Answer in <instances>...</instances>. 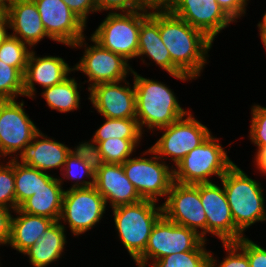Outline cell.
Returning a JSON list of instances; mask_svg holds the SVG:
<instances>
[{
	"label": "cell",
	"mask_w": 266,
	"mask_h": 267,
	"mask_svg": "<svg viewBox=\"0 0 266 267\" xmlns=\"http://www.w3.org/2000/svg\"><path fill=\"white\" fill-rule=\"evenodd\" d=\"M121 82L125 85H121ZM129 85L127 80L97 84L88 90V99L104 118H136L134 82L132 88Z\"/></svg>",
	"instance_id": "e0dca14e"
},
{
	"label": "cell",
	"mask_w": 266,
	"mask_h": 267,
	"mask_svg": "<svg viewBox=\"0 0 266 267\" xmlns=\"http://www.w3.org/2000/svg\"><path fill=\"white\" fill-rule=\"evenodd\" d=\"M168 9L212 41L221 30L234 22L216 0H173Z\"/></svg>",
	"instance_id": "2e32d148"
},
{
	"label": "cell",
	"mask_w": 266,
	"mask_h": 267,
	"mask_svg": "<svg viewBox=\"0 0 266 267\" xmlns=\"http://www.w3.org/2000/svg\"><path fill=\"white\" fill-rule=\"evenodd\" d=\"M14 0H0V7H3L7 12Z\"/></svg>",
	"instance_id": "7dc6e473"
},
{
	"label": "cell",
	"mask_w": 266,
	"mask_h": 267,
	"mask_svg": "<svg viewBox=\"0 0 266 267\" xmlns=\"http://www.w3.org/2000/svg\"><path fill=\"white\" fill-rule=\"evenodd\" d=\"M212 134L189 152L173 168L174 181L181 184L210 183L213 175L219 179L234 165L222 145Z\"/></svg>",
	"instance_id": "5b68a950"
},
{
	"label": "cell",
	"mask_w": 266,
	"mask_h": 267,
	"mask_svg": "<svg viewBox=\"0 0 266 267\" xmlns=\"http://www.w3.org/2000/svg\"><path fill=\"white\" fill-rule=\"evenodd\" d=\"M248 0H216L223 11L235 22L246 13Z\"/></svg>",
	"instance_id": "60d3db41"
},
{
	"label": "cell",
	"mask_w": 266,
	"mask_h": 267,
	"mask_svg": "<svg viewBox=\"0 0 266 267\" xmlns=\"http://www.w3.org/2000/svg\"><path fill=\"white\" fill-rule=\"evenodd\" d=\"M104 197L95 189L69 188L64 191L59 222L67 223L74 236H79L99 223L106 210Z\"/></svg>",
	"instance_id": "8fae6325"
},
{
	"label": "cell",
	"mask_w": 266,
	"mask_h": 267,
	"mask_svg": "<svg viewBox=\"0 0 266 267\" xmlns=\"http://www.w3.org/2000/svg\"><path fill=\"white\" fill-rule=\"evenodd\" d=\"M104 119L106 121L95 131L93 141H105L109 138L140 140L143 137L136 118Z\"/></svg>",
	"instance_id": "83f0119b"
},
{
	"label": "cell",
	"mask_w": 266,
	"mask_h": 267,
	"mask_svg": "<svg viewBox=\"0 0 266 267\" xmlns=\"http://www.w3.org/2000/svg\"><path fill=\"white\" fill-rule=\"evenodd\" d=\"M70 153L83 160L94 174L104 165L99 146L93 140L81 142L74 149H70Z\"/></svg>",
	"instance_id": "e575fe53"
},
{
	"label": "cell",
	"mask_w": 266,
	"mask_h": 267,
	"mask_svg": "<svg viewBox=\"0 0 266 267\" xmlns=\"http://www.w3.org/2000/svg\"><path fill=\"white\" fill-rule=\"evenodd\" d=\"M246 254L250 267H266V249L245 236L235 242Z\"/></svg>",
	"instance_id": "74e56055"
},
{
	"label": "cell",
	"mask_w": 266,
	"mask_h": 267,
	"mask_svg": "<svg viewBox=\"0 0 266 267\" xmlns=\"http://www.w3.org/2000/svg\"><path fill=\"white\" fill-rule=\"evenodd\" d=\"M31 51V48L27 44L9 35L7 39L0 44V61H4L5 64L15 67L25 74L28 57Z\"/></svg>",
	"instance_id": "4dcf8cb0"
},
{
	"label": "cell",
	"mask_w": 266,
	"mask_h": 267,
	"mask_svg": "<svg viewBox=\"0 0 266 267\" xmlns=\"http://www.w3.org/2000/svg\"><path fill=\"white\" fill-rule=\"evenodd\" d=\"M162 208L168 220L196 231L207 241V219L200 199L199 184L174 181ZM199 228L202 230L199 231Z\"/></svg>",
	"instance_id": "7c38bea8"
},
{
	"label": "cell",
	"mask_w": 266,
	"mask_h": 267,
	"mask_svg": "<svg viewBox=\"0 0 266 267\" xmlns=\"http://www.w3.org/2000/svg\"><path fill=\"white\" fill-rule=\"evenodd\" d=\"M66 227L59 221L54 222L46 232L23 254L29 258L33 267H47L61 258L66 242Z\"/></svg>",
	"instance_id": "cb8c5ba5"
},
{
	"label": "cell",
	"mask_w": 266,
	"mask_h": 267,
	"mask_svg": "<svg viewBox=\"0 0 266 267\" xmlns=\"http://www.w3.org/2000/svg\"><path fill=\"white\" fill-rule=\"evenodd\" d=\"M74 71L61 57L44 56L37 57L32 50L28 57L27 67L24 74V96L34 98L36 96L35 84L44 89L61 83Z\"/></svg>",
	"instance_id": "ffe728a7"
},
{
	"label": "cell",
	"mask_w": 266,
	"mask_h": 267,
	"mask_svg": "<svg viewBox=\"0 0 266 267\" xmlns=\"http://www.w3.org/2000/svg\"><path fill=\"white\" fill-rule=\"evenodd\" d=\"M199 194L207 219V233L222 243L237 242L243 235L235 226L224 188L210 183L199 184Z\"/></svg>",
	"instance_id": "5bb4252c"
},
{
	"label": "cell",
	"mask_w": 266,
	"mask_h": 267,
	"mask_svg": "<svg viewBox=\"0 0 266 267\" xmlns=\"http://www.w3.org/2000/svg\"><path fill=\"white\" fill-rule=\"evenodd\" d=\"M141 140L109 138L105 141H94L98 144L104 163L123 164L132 155Z\"/></svg>",
	"instance_id": "f1b7e54d"
},
{
	"label": "cell",
	"mask_w": 266,
	"mask_h": 267,
	"mask_svg": "<svg viewBox=\"0 0 266 267\" xmlns=\"http://www.w3.org/2000/svg\"><path fill=\"white\" fill-rule=\"evenodd\" d=\"M85 39L82 37L71 48L85 47L84 55L73 67L74 71H80L88 76V90L100 83L124 81L129 72H133L123 56L103 48L92 37H90L94 44L92 46L86 44Z\"/></svg>",
	"instance_id": "30bf717a"
},
{
	"label": "cell",
	"mask_w": 266,
	"mask_h": 267,
	"mask_svg": "<svg viewBox=\"0 0 266 267\" xmlns=\"http://www.w3.org/2000/svg\"><path fill=\"white\" fill-rule=\"evenodd\" d=\"M51 40L72 47L82 37L86 24L63 0H33Z\"/></svg>",
	"instance_id": "9a60e30c"
},
{
	"label": "cell",
	"mask_w": 266,
	"mask_h": 267,
	"mask_svg": "<svg viewBox=\"0 0 266 267\" xmlns=\"http://www.w3.org/2000/svg\"><path fill=\"white\" fill-rule=\"evenodd\" d=\"M211 251L192 250L173 253L155 260L152 267H210Z\"/></svg>",
	"instance_id": "f546056e"
},
{
	"label": "cell",
	"mask_w": 266,
	"mask_h": 267,
	"mask_svg": "<svg viewBox=\"0 0 266 267\" xmlns=\"http://www.w3.org/2000/svg\"><path fill=\"white\" fill-rule=\"evenodd\" d=\"M156 205L155 201L142 199L112 208L119 239L134 261L145 251L152 228L163 215L162 205Z\"/></svg>",
	"instance_id": "277c9868"
},
{
	"label": "cell",
	"mask_w": 266,
	"mask_h": 267,
	"mask_svg": "<svg viewBox=\"0 0 266 267\" xmlns=\"http://www.w3.org/2000/svg\"><path fill=\"white\" fill-rule=\"evenodd\" d=\"M11 209L0 206V245H7L11 237Z\"/></svg>",
	"instance_id": "b9f144b4"
},
{
	"label": "cell",
	"mask_w": 266,
	"mask_h": 267,
	"mask_svg": "<svg viewBox=\"0 0 266 267\" xmlns=\"http://www.w3.org/2000/svg\"><path fill=\"white\" fill-rule=\"evenodd\" d=\"M10 28V22L8 16L0 23V44L4 42L7 37L10 35L8 34V29Z\"/></svg>",
	"instance_id": "f6af8a7d"
},
{
	"label": "cell",
	"mask_w": 266,
	"mask_h": 267,
	"mask_svg": "<svg viewBox=\"0 0 266 267\" xmlns=\"http://www.w3.org/2000/svg\"><path fill=\"white\" fill-rule=\"evenodd\" d=\"M136 265L138 266V267H147V265L146 264H139V263H136ZM150 267H152L151 265H149ZM148 266V267H149Z\"/></svg>",
	"instance_id": "f907efd6"
},
{
	"label": "cell",
	"mask_w": 266,
	"mask_h": 267,
	"mask_svg": "<svg viewBox=\"0 0 266 267\" xmlns=\"http://www.w3.org/2000/svg\"><path fill=\"white\" fill-rule=\"evenodd\" d=\"M62 171L63 173H61V175H63L64 178L62 179L59 177V181L63 183L62 180H64L65 178L68 180H73L74 184L71 186V188H89L94 186L95 174L92 172L89 166L84 163L83 160L75 157L71 153L67 156ZM83 178H88L89 181H86Z\"/></svg>",
	"instance_id": "d6a6232c"
},
{
	"label": "cell",
	"mask_w": 266,
	"mask_h": 267,
	"mask_svg": "<svg viewBox=\"0 0 266 267\" xmlns=\"http://www.w3.org/2000/svg\"><path fill=\"white\" fill-rule=\"evenodd\" d=\"M18 215L11 219L10 245L19 253H24L28 248L36 244L39 237L55 222L53 219L44 216L32 215L14 210Z\"/></svg>",
	"instance_id": "603a6c76"
},
{
	"label": "cell",
	"mask_w": 266,
	"mask_h": 267,
	"mask_svg": "<svg viewBox=\"0 0 266 267\" xmlns=\"http://www.w3.org/2000/svg\"><path fill=\"white\" fill-rule=\"evenodd\" d=\"M259 35H260V38L262 40V43L265 47V51H266V31H259Z\"/></svg>",
	"instance_id": "681fc988"
},
{
	"label": "cell",
	"mask_w": 266,
	"mask_h": 267,
	"mask_svg": "<svg viewBox=\"0 0 266 267\" xmlns=\"http://www.w3.org/2000/svg\"><path fill=\"white\" fill-rule=\"evenodd\" d=\"M227 256L217 264V259L210 254V267H250L247 254L235 243H222ZM218 265V266H217Z\"/></svg>",
	"instance_id": "8d00e7d4"
},
{
	"label": "cell",
	"mask_w": 266,
	"mask_h": 267,
	"mask_svg": "<svg viewBox=\"0 0 266 267\" xmlns=\"http://www.w3.org/2000/svg\"><path fill=\"white\" fill-rule=\"evenodd\" d=\"M148 9L168 8L173 0H140Z\"/></svg>",
	"instance_id": "ee69618b"
},
{
	"label": "cell",
	"mask_w": 266,
	"mask_h": 267,
	"mask_svg": "<svg viewBox=\"0 0 266 267\" xmlns=\"http://www.w3.org/2000/svg\"><path fill=\"white\" fill-rule=\"evenodd\" d=\"M159 31L172 63L183 74L200 77L213 41L168 8L159 9Z\"/></svg>",
	"instance_id": "6da1fadb"
},
{
	"label": "cell",
	"mask_w": 266,
	"mask_h": 267,
	"mask_svg": "<svg viewBox=\"0 0 266 267\" xmlns=\"http://www.w3.org/2000/svg\"><path fill=\"white\" fill-rule=\"evenodd\" d=\"M98 11L135 12L148 9L140 0H96ZM114 10V11H113Z\"/></svg>",
	"instance_id": "f35d334b"
},
{
	"label": "cell",
	"mask_w": 266,
	"mask_h": 267,
	"mask_svg": "<svg viewBox=\"0 0 266 267\" xmlns=\"http://www.w3.org/2000/svg\"><path fill=\"white\" fill-rule=\"evenodd\" d=\"M8 16V12L3 8L0 7V23Z\"/></svg>",
	"instance_id": "c3c4849f"
},
{
	"label": "cell",
	"mask_w": 266,
	"mask_h": 267,
	"mask_svg": "<svg viewBox=\"0 0 266 267\" xmlns=\"http://www.w3.org/2000/svg\"><path fill=\"white\" fill-rule=\"evenodd\" d=\"M75 78L67 77L61 83L45 88L42 92L49 108L58 111L59 113L71 112L79 109L80 103V85Z\"/></svg>",
	"instance_id": "4316f807"
},
{
	"label": "cell",
	"mask_w": 266,
	"mask_h": 267,
	"mask_svg": "<svg viewBox=\"0 0 266 267\" xmlns=\"http://www.w3.org/2000/svg\"><path fill=\"white\" fill-rule=\"evenodd\" d=\"M255 165L260 173L266 174V148H258L254 158Z\"/></svg>",
	"instance_id": "7bdbcfd3"
},
{
	"label": "cell",
	"mask_w": 266,
	"mask_h": 267,
	"mask_svg": "<svg viewBox=\"0 0 266 267\" xmlns=\"http://www.w3.org/2000/svg\"><path fill=\"white\" fill-rule=\"evenodd\" d=\"M94 187L112 208L142 200L134 185L127 179L122 164L104 163L95 173Z\"/></svg>",
	"instance_id": "d6986e66"
},
{
	"label": "cell",
	"mask_w": 266,
	"mask_h": 267,
	"mask_svg": "<svg viewBox=\"0 0 266 267\" xmlns=\"http://www.w3.org/2000/svg\"><path fill=\"white\" fill-rule=\"evenodd\" d=\"M64 191L59 178L54 177L25 200L18 209L28 214L48 217L57 222L61 214Z\"/></svg>",
	"instance_id": "d4e9b609"
},
{
	"label": "cell",
	"mask_w": 266,
	"mask_h": 267,
	"mask_svg": "<svg viewBox=\"0 0 266 267\" xmlns=\"http://www.w3.org/2000/svg\"><path fill=\"white\" fill-rule=\"evenodd\" d=\"M70 149L65 144L47 137L40 130L32 142L20 154H16L14 158L18 159L20 157L18 162L34 167L41 172L48 173L46 172L48 169L61 168L62 173ZM18 155L19 157H17Z\"/></svg>",
	"instance_id": "44dd1931"
},
{
	"label": "cell",
	"mask_w": 266,
	"mask_h": 267,
	"mask_svg": "<svg viewBox=\"0 0 266 267\" xmlns=\"http://www.w3.org/2000/svg\"><path fill=\"white\" fill-rule=\"evenodd\" d=\"M220 180L235 226L243 235L254 223L266 221L265 199L260 182L251 179L236 164Z\"/></svg>",
	"instance_id": "3957f363"
},
{
	"label": "cell",
	"mask_w": 266,
	"mask_h": 267,
	"mask_svg": "<svg viewBox=\"0 0 266 267\" xmlns=\"http://www.w3.org/2000/svg\"><path fill=\"white\" fill-rule=\"evenodd\" d=\"M10 34L30 48L35 47L44 37L50 38L42 24L38 8L33 0H14L8 9Z\"/></svg>",
	"instance_id": "7402d4cb"
},
{
	"label": "cell",
	"mask_w": 266,
	"mask_h": 267,
	"mask_svg": "<svg viewBox=\"0 0 266 267\" xmlns=\"http://www.w3.org/2000/svg\"><path fill=\"white\" fill-rule=\"evenodd\" d=\"M14 158L0 164V206L16 210Z\"/></svg>",
	"instance_id": "836d02e7"
},
{
	"label": "cell",
	"mask_w": 266,
	"mask_h": 267,
	"mask_svg": "<svg viewBox=\"0 0 266 267\" xmlns=\"http://www.w3.org/2000/svg\"><path fill=\"white\" fill-rule=\"evenodd\" d=\"M24 96V74L0 61V100H15Z\"/></svg>",
	"instance_id": "1f68e13d"
},
{
	"label": "cell",
	"mask_w": 266,
	"mask_h": 267,
	"mask_svg": "<svg viewBox=\"0 0 266 267\" xmlns=\"http://www.w3.org/2000/svg\"><path fill=\"white\" fill-rule=\"evenodd\" d=\"M136 94V119L141 132L147 129L158 130L169 126L189 111L184 110L174 91L167 85L140 76L133 70Z\"/></svg>",
	"instance_id": "7a4b0ae2"
},
{
	"label": "cell",
	"mask_w": 266,
	"mask_h": 267,
	"mask_svg": "<svg viewBox=\"0 0 266 267\" xmlns=\"http://www.w3.org/2000/svg\"><path fill=\"white\" fill-rule=\"evenodd\" d=\"M66 5L86 24L89 13L98 12L96 0H63Z\"/></svg>",
	"instance_id": "ab89813d"
},
{
	"label": "cell",
	"mask_w": 266,
	"mask_h": 267,
	"mask_svg": "<svg viewBox=\"0 0 266 267\" xmlns=\"http://www.w3.org/2000/svg\"><path fill=\"white\" fill-rule=\"evenodd\" d=\"M23 106L24 102L16 99L0 100V157L10 155L13 159L14 153L20 154L40 131Z\"/></svg>",
	"instance_id": "4fadbf2b"
},
{
	"label": "cell",
	"mask_w": 266,
	"mask_h": 267,
	"mask_svg": "<svg viewBox=\"0 0 266 267\" xmlns=\"http://www.w3.org/2000/svg\"><path fill=\"white\" fill-rule=\"evenodd\" d=\"M251 114L250 140L257 148H266V107L255 104L251 107Z\"/></svg>",
	"instance_id": "d590c367"
},
{
	"label": "cell",
	"mask_w": 266,
	"mask_h": 267,
	"mask_svg": "<svg viewBox=\"0 0 266 267\" xmlns=\"http://www.w3.org/2000/svg\"><path fill=\"white\" fill-rule=\"evenodd\" d=\"M159 130L165 132L150 148L160 159L172 160L175 163L172 167L177 166L189 152L211 135L209 129L197 121L190 111L174 123Z\"/></svg>",
	"instance_id": "9c48e42d"
},
{
	"label": "cell",
	"mask_w": 266,
	"mask_h": 267,
	"mask_svg": "<svg viewBox=\"0 0 266 267\" xmlns=\"http://www.w3.org/2000/svg\"><path fill=\"white\" fill-rule=\"evenodd\" d=\"M150 9L135 12H109L91 37L103 48L123 56L127 61L137 57L141 23Z\"/></svg>",
	"instance_id": "8992f818"
},
{
	"label": "cell",
	"mask_w": 266,
	"mask_h": 267,
	"mask_svg": "<svg viewBox=\"0 0 266 267\" xmlns=\"http://www.w3.org/2000/svg\"><path fill=\"white\" fill-rule=\"evenodd\" d=\"M14 178L16 209L44 184H48L54 176L18 162L14 158Z\"/></svg>",
	"instance_id": "484cf974"
},
{
	"label": "cell",
	"mask_w": 266,
	"mask_h": 267,
	"mask_svg": "<svg viewBox=\"0 0 266 267\" xmlns=\"http://www.w3.org/2000/svg\"><path fill=\"white\" fill-rule=\"evenodd\" d=\"M206 241L196 231L180 226L162 215L152 228L145 251L135 263L150 265L173 253L206 250Z\"/></svg>",
	"instance_id": "52a82bcc"
},
{
	"label": "cell",
	"mask_w": 266,
	"mask_h": 267,
	"mask_svg": "<svg viewBox=\"0 0 266 267\" xmlns=\"http://www.w3.org/2000/svg\"><path fill=\"white\" fill-rule=\"evenodd\" d=\"M140 56L148 57L168 74L179 80H193L192 77L183 74L171 61L170 53L160 36L159 9H150L149 16L141 23L137 57L140 58Z\"/></svg>",
	"instance_id": "ac0fdd59"
},
{
	"label": "cell",
	"mask_w": 266,
	"mask_h": 267,
	"mask_svg": "<svg viewBox=\"0 0 266 267\" xmlns=\"http://www.w3.org/2000/svg\"><path fill=\"white\" fill-rule=\"evenodd\" d=\"M257 27L259 28V31H266V12L264 13L262 21L258 23Z\"/></svg>",
	"instance_id": "bcb514c9"
},
{
	"label": "cell",
	"mask_w": 266,
	"mask_h": 267,
	"mask_svg": "<svg viewBox=\"0 0 266 267\" xmlns=\"http://www.w3.org/2000/svg\"><path fill=\"white\" fill-rule=\"evenodd\" d=\"M144 154H152V157L129 158L122 164L124 173L142 199L155 202L159 197L165 196L166 199L174 182L173 167H169L151 148Z\"/></svg>",
	"instance_id": "ba28073f"
}]
</instances>
